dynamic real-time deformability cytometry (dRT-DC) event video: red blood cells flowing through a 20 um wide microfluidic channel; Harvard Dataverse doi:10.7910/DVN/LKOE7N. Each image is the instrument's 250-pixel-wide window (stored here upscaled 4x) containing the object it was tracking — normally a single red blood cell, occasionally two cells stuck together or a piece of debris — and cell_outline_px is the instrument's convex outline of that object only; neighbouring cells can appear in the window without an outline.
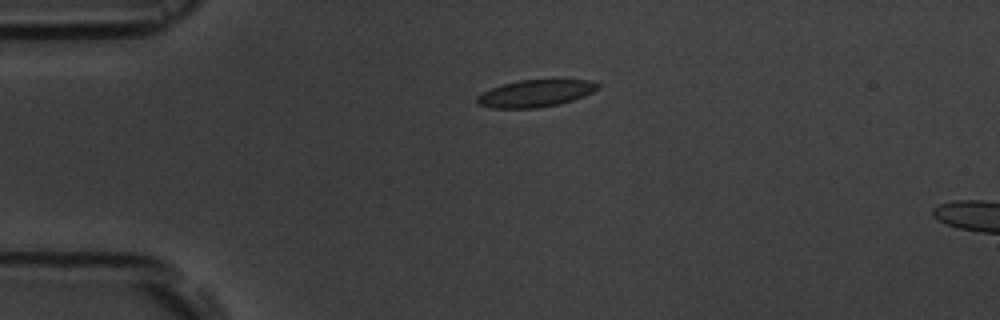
{"species": "common noctule bat (a hibernating species)", "species_latin": "Nyctalus noctula", "temperature_condition": "room temperature", "stored_images_in_passage": 4, "camera_frame_rate_fps": 3000, "um_per_image_px": 0.085, "animal": {"sex": "male", "body_mass_g": 19.5, "forearm_length_mm": 54.6}, "frame": {"image": 1, "passage_image": 1, "time_ms": 0.0, "image_size_px": [1000, 320], "cell_outline_px": [[600, 88], [584, 96], [572, 100], [556, 104], [536, 108], [492, 108], [476, 104], [476, 96], [492, 88], [504, 84], [520, 80], [592, 80], [600, 84]], "centroid_in_image_um": [45.51, 7.94], "position_along_channel_um": 39.5, "area_um2": 18.9}}
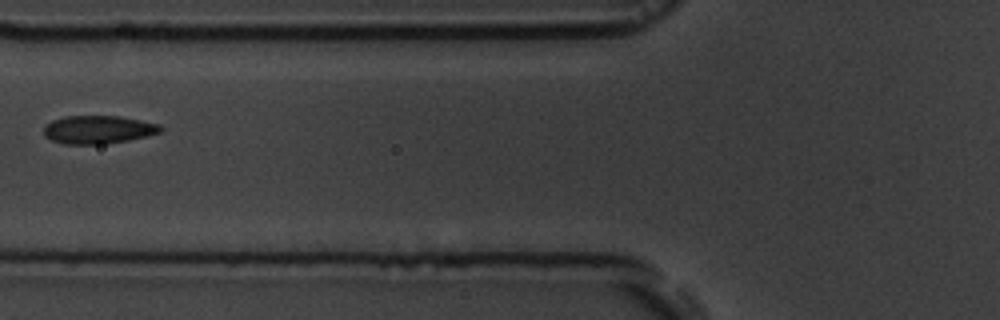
{"frame": {"image": 2, "passage_image": 3, "time_ms": 3.0, "image_size_px": [1000, 320], "cell_outline_px": [[164, 128], [160, 132], [148, 136], [128, 140], [104, 144], [64, 144], [52, 140], [44, 136], [44, 124], [52, 120], [64, 116], [120, 116], [160, 124]], "centroid_in_image_um": [8.34, 11.01], "position_along_channel_um": 117.5, "area_um2": 19.31}}
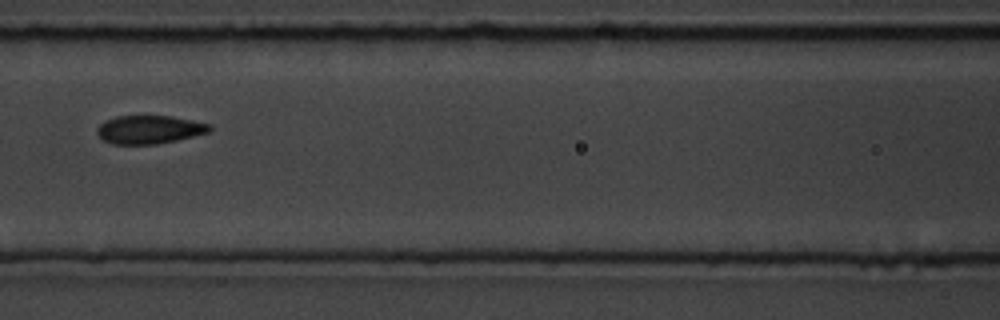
{"frame": {"image": 3, "passage_image": 4, "time_ms": 4.0, "image_size_px": [1000, 320], "cell_outline_px": [[212, 128], [208, 132], [176, 140], [156, 144], [112, 144], [104, 140], [96, 132], [96, 128], [104, 120], [116, 116], [172, 116], [212, 124]], "centroid_in_image_um": [12.68, 11.0], "position_along_channel_um": 153.9, "area_um2": 18.55}}